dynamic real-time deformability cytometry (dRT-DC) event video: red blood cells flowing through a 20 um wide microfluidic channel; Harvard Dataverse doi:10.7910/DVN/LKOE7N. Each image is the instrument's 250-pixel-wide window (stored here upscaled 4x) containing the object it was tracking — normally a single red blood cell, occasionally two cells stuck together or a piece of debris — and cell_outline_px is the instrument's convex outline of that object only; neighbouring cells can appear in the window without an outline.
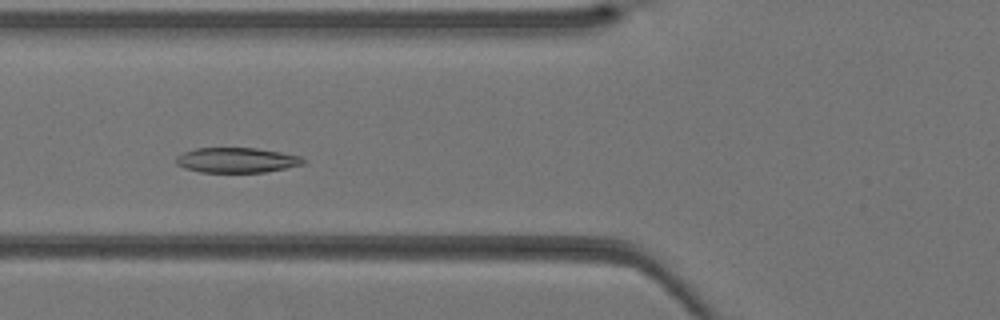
{"species": "Egyptian fruit bat (a non-hibernating species)", "species_latin": "Rousettus aegyptiacus", "temperature_condition": "warm", "stored_images_in_passage": 39, "camera_frame_rate_fps": 3000, "um_per_image_px": 0.085, "animal": {"sex": "female"}, "frame": {"image": 1, "passage_image": 14, "time_ms": 4.333, "image_size_px": [1000, 320], "cell_outline_px": [[308, 160], [304, 164], [264, 172], [200, 172], [184, 168], [176, 164], [176, 156], [184, 152], [196, 148], [256, 148], [280, 152], [300, 156]], "centroid_in_image_um": [20.12, 13.61], "position_along_channel_um": 105.7, "area_um2": 18.55}}
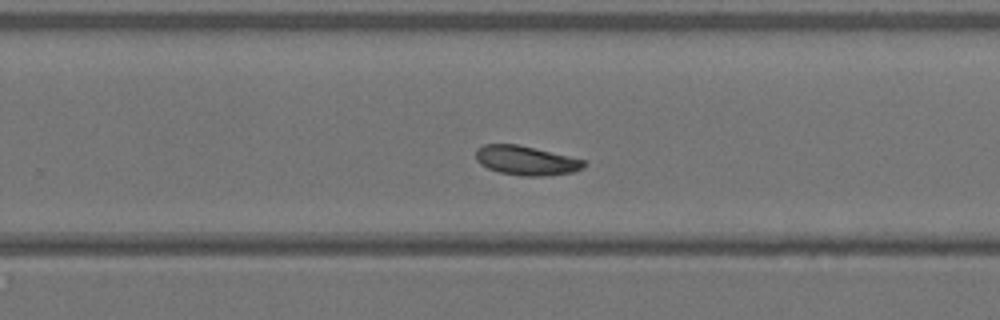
{"frame": {"image": 2, "passage_image": 25, "time_ms": 8.0, "image_size_px": [1000, 320], "cell_outline_px": [[588, 164], [584, 168], [572, 172], [544, 176], [524, 176], [500, 172], [488, 168], [480, 164], [476, 160], [476, 148], [484, 144], [516, 144], [568, 156], [584, 160]], "centroid_in_image_um": [44.71, 13.64], "position_along_channel_um": 285.1, "area_um2": 18.32}}
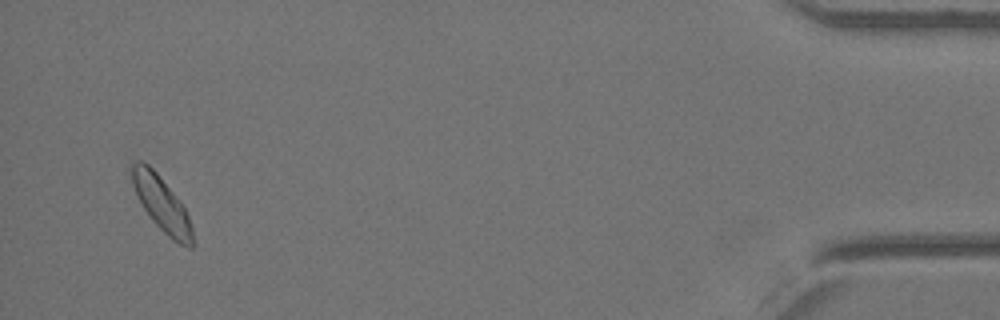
{"frame": {"image": 3, "passage_image": 38, "time_ms": 12.333, "image_size_px": [1000, 320], "cell_outline_px": [[192, 248], [188, 248], [172, 240], [152, 220], [136, 196], [132, 184], [132, 164], [136, 160], [144, 160], [156, 172], [176, 196], [184, 208], [188, 216], [192, 228]], "centroid_in_image_um": [13.72, 17.32], "position_along_channel_um": 421.5, "area_um2": 19.02}}